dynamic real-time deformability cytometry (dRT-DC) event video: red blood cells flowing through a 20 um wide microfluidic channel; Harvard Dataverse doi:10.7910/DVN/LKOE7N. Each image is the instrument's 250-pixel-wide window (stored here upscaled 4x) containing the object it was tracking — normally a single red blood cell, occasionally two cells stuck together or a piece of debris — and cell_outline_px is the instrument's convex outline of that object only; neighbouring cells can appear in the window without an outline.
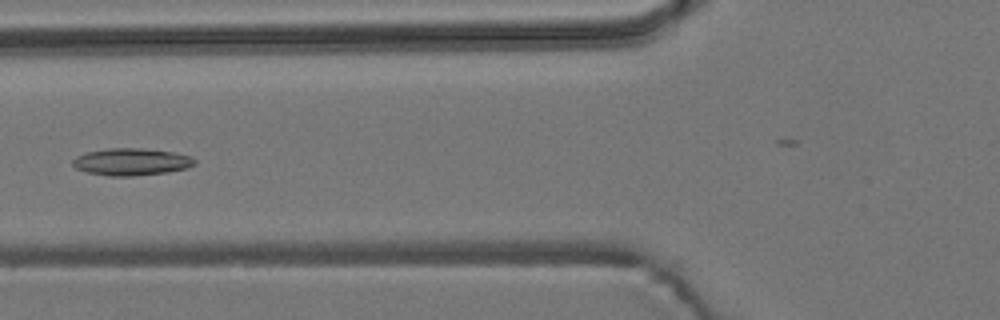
{"species": "common noctule bat (a hibernating species)", "species_latin": "Nyctalus noctula", "temperature_condition": "room temperature", "stored_images_in_passage": 5, "camera_frame_rate_fps": 3000, "um_per_image_px": 0.085, "animal": {"sex": "male", "body_mass_g": 19.2, "forearm_length_mm": 51.8}, "frame": {"image": 1, "passage_image": 5, "time_ms": 1.333, "image_size_px": [1000, 320], "cell_outline_px": [[196, 164], [188, 168], [168, 172], [132, 176], [108, 176], [88, 172], [76, 168], [72, 164], [72, 160], [76, 156], [88, 152], [108, 148], [144, 148], [172, 152], [192, 156], [196, 160]], "centroid_in_image_um": [11.2, 13.75], "position_along_channel_um": 114.6, "area_um2": 19.36}}